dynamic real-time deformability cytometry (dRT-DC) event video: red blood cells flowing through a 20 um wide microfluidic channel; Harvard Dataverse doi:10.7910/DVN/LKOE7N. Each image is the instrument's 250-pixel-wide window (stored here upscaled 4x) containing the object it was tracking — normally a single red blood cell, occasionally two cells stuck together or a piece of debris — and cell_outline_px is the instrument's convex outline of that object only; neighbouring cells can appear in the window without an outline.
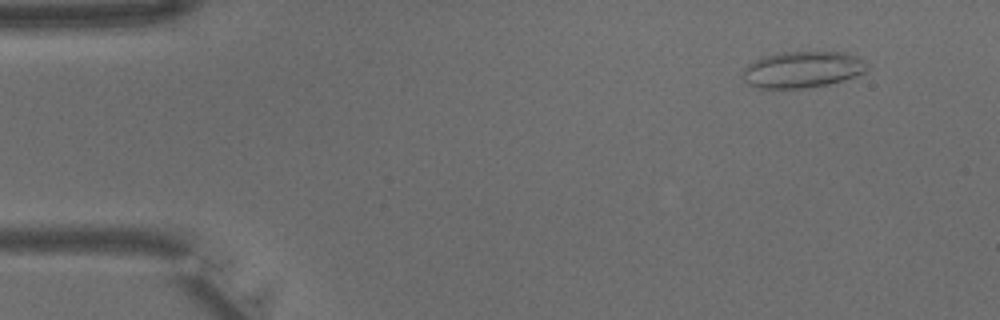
{"species": "common noctule bat (a hibernating species)", "species_latin": "Nyctalus noctula", "temperature_condition": "warm", "stored_images_in_passage": 40, "camera_frame_rate_fps": 3000, "um_per_image_px": 0.085, "animal": {"sex": "male", "body_mass_g": 15.6}, "frame": {"image": 1, "passage_image": 4, "time_ms": 1.0, "image_size_px": [1000, 320], "cell_outline_px": [[868, 68], [864, 72], [828, 84], [804, 88], [752, 88], [744, 80], [744, 68], [748, 64], [764, 56], [780, 52], [848, 52], [860, 56], [868, 64]], "centroid_in_image_um": [68.22, 5.9], "position_along_channel_um": 16.8, "area_um2": 26.36}}
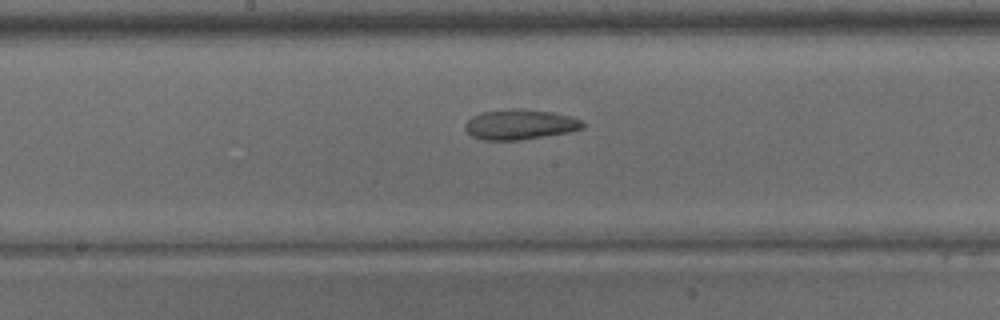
{"frame": {"image": 2, "passage_image": 21, "time_ms": 6.667, "image_size_px": [1000, 320], "cell_outline_px": [[584, 128], [568, 132], [520, 140], [484, 140], [472, 136], [464, 128], [464, 124], [472, 116], [480, 112], [508, 108], [520, 108], [552, 112], [572, 116], [580, 120], [584, 124]], "centroid_in_image_um": [44.17, 10.56], "position_along_channel_um": 204.0, "area_um2": 20.81}}
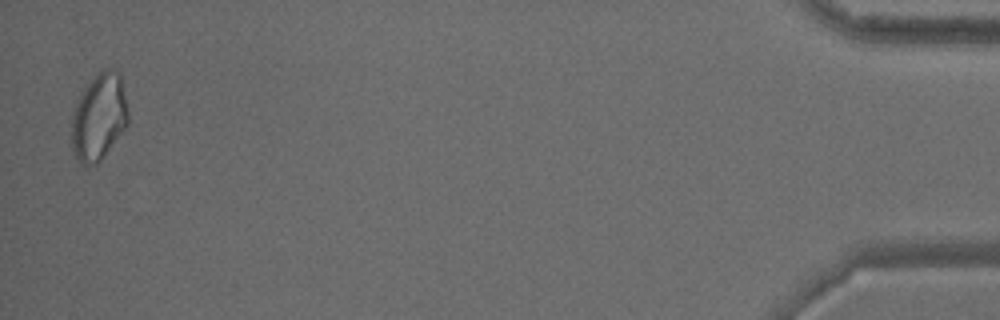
{"frame": {"image": 3, "passage_image": 40, "time_ms": 13.0, "image_size_px": [1000, 320], "cell_outline_px": [[128, 124], [100, 160], [96, 164], [88, 168], [76, 156], [72, 148], [72, 120], [76, 104], [80, 96], [96, 72], [104, 68], [116, 68], [120, 72], [128, 112]], "centroid_in_image_um": [8.43, 9.9], "position_along_channel_um": 426.8, "area_um2": 28.32}}